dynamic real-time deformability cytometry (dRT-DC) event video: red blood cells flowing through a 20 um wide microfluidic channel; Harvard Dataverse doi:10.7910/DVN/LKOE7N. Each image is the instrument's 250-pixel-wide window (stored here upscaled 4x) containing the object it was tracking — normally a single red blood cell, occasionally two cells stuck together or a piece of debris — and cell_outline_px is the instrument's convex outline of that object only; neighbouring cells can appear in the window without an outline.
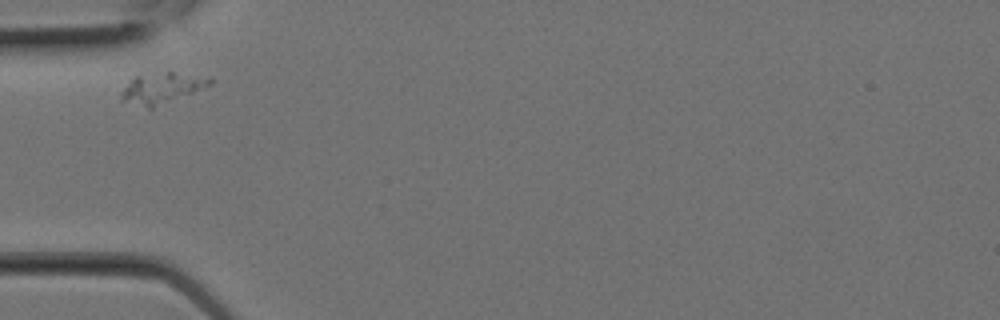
{"species": "Egyptian fruit bat (a non-hibernating species)", "species_latin": "Rousettus aegyptiacus", "temperature_condition": "room temperature", "stored_images_in_passage": 2, "camera_frame_rate_fps": 3000, "um_per_image_px": 0.085, "animal": {"sex": "female"}, "frame": {"image": 1, "passage_image": 1, "time_ms": 0.0, "image_size_px": [1000, 320], "cell_outline_px": [[212, 84], [152, 108], [148, 108], [120, 100], [120, 92], [132, 76], [168, 72], [172, 72], [212, 76]], "centroid_in_image_um": [13.73, 7.46], "position_along_channel_um": 71.3, "area_um2": 15.78}}